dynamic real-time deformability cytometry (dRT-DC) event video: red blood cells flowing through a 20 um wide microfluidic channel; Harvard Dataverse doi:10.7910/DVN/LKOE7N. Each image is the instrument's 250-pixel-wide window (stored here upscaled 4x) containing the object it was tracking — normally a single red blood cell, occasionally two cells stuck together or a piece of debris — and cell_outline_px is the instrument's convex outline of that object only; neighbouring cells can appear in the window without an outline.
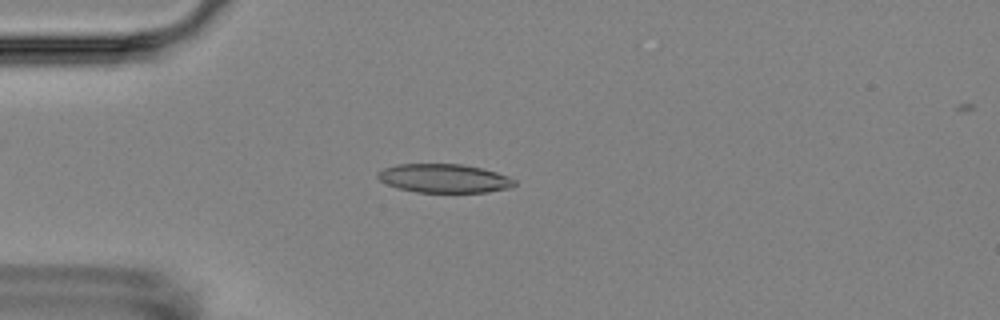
{"species": "Egyptian fruit bat (a non-hibernating species)", "species_latin": "Rousettus aegyptiacus", "temperature_condition": "room temperature", "stored_images_in_passage": 16, "camera_frame_rate_fps": 3000, "um_per_image_px": 0.085, "animal": {"sex": "female"}, "frame": {"image": 1, "passage_image": 4, "time_ms": 3.667, "image_size_px": [1000, 320], "cell_outline_px": [[516, 184], [512, 188], [488, 192], [416, 192], [396, 188], [380, 180], [376, 176], [376, 172], [384, 168], [396, 164], [460, 164], [480, 168], [496, 172], [508, 176], [516, 180]], "centroid_in_image_um": [37.75, 15.16], "position_along_channel_um": 47.3, "area_um2": 23.0}}
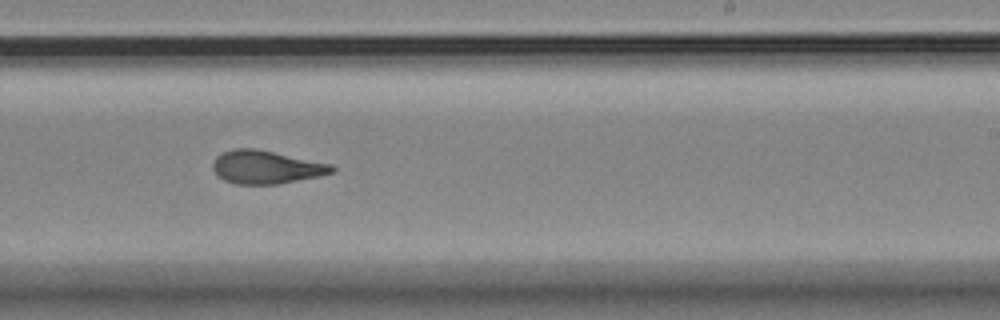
{"frame": {"image": 2, "passage_image": 10, "time_ms": 10.333, "image_size_px": [1000, 320], "cell_outline_px": [[336, 168], [332, 172], [320, 176], [280, 184], [236, 184], [224, 180], [216, 176], [212, 168], [212, 164], [216, 156], [224, 152], [236, 148], [256, 148], [332, 164]], "centroid_in_image_um": [22.61, 14.21], "position_along_channel_um": 266.4, "area_um2": 23.18}}
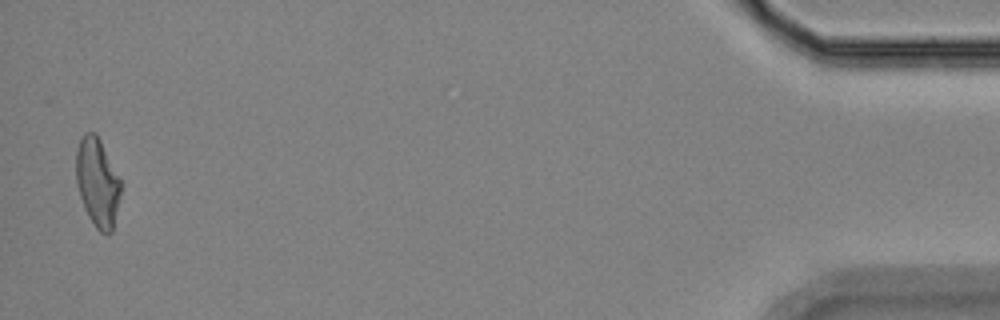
{"frame": {"image": 3, "passage_image": 16, "time_ms": 17.333, "image_size_px": [1000, 320], "cell_outline_px": [[120, 196], [112, 232], [108, 236], [100, 232], [96, 228], [88, 216], [84, 208], [76, 184], [76, 148], [80, 136], [84, 132], [96, 132], [120, 180]], "centroid_in_image_um": [8.25, 15.51], "position_along_channel_um": 426.9, "area_um2": 23.12}, "authors_computed_cell_mechanics": {"area_um2": 23.0333, "velocity_mm_per_s": 3.5008, "shape_relaxation_time_tau1_ms": 5.3918, "shape_relaxation_time_tau2_ms": 1.3508, "deformation_change_tau1": 0.1517, "deformation_change_tau2": 0.0648}}